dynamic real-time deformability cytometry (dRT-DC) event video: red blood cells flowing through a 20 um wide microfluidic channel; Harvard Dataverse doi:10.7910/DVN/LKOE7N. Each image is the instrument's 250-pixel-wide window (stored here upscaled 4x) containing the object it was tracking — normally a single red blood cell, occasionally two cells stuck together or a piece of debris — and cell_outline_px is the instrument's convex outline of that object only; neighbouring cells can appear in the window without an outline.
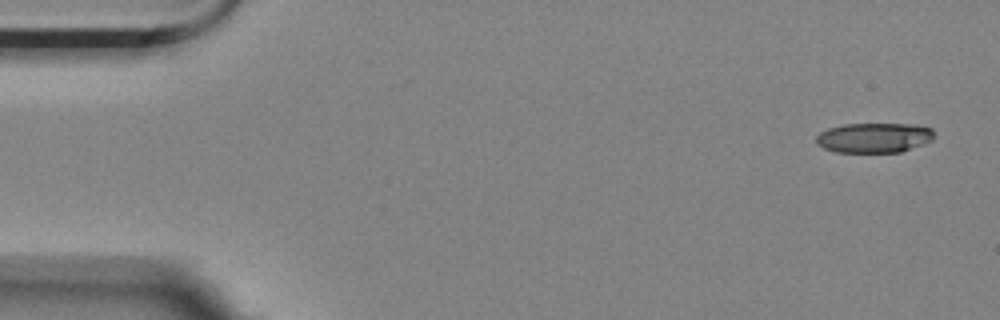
{"species": "Egyptian fruit bat (a non-hibernating species)", "species_latin": "Rousettus aegyptiacus", "temperature_condition": "room temperature", "stored_images_in_passage": 6, "segment_of_instrument_passage": [1, 2], "camera_frame_rate_fps": 3000, "um_per_image_px": 0.085, "animal": {"sex": "female"}, "frame": {"image": 1, "passage_image": 1, "time_ms": 0.0, "image_size_px": [1000, 320], "cell_outline_px": [[932, 140], [900, 152], [836, 152], [824, 148], [816, 144], [816, 136], [820, 132], [828, 128], [844, 124], [916, 124], [932, 128]], "centroid_in_image_um": [74.26, 11.7], "position_along_channel_um": 10.7, "area_um2": 20.46}}